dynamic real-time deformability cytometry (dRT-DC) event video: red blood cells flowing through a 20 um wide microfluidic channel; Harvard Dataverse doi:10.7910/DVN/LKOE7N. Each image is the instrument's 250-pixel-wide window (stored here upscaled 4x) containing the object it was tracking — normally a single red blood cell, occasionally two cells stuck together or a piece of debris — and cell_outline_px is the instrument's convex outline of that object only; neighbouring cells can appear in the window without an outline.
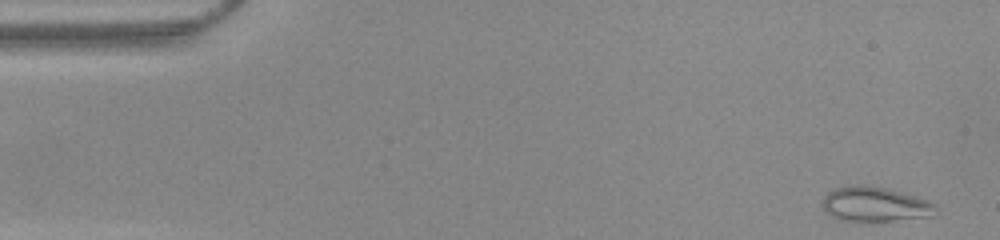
{"species": "common noctule bat (a hibernating species)", "species_latin": "Nyctalus noctula", "temperature_condition": "warm", "stored_images_in_passage": 50, "camera_frame_rate_fps": 3000, "um_per_image_px": 0.085, "animal": {"sex": "female", "body_mass_g": 22.0, "forearm_length_mm": 56.7}, "frame": {"image": 1, "passage_image": 1, "time_ms": 0.0, "image_size_px": [1000, 240], "cell_outline_px": [[936, 204], [932, 216], [896, 220], [840, 220], [824, 212], [824, 196], [828, 192], [836, 188], [848, 184], [864, 184], [904, 192], [928, 200]], "centroid_in_image_um": [74.36, 17.33], "position_along_channel_um": 10.6, "area_um2": 22.77}}
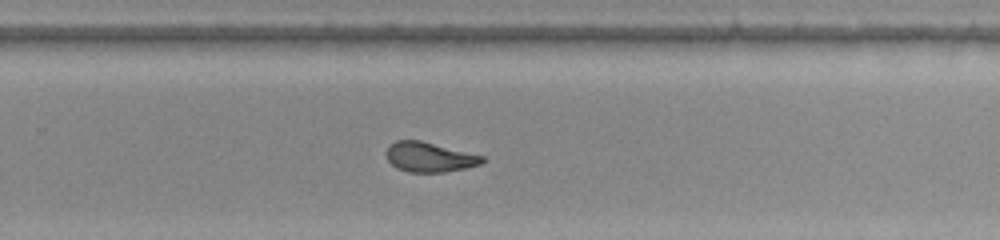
{"frame": {"image": 2, "passage_image": 32, "time_ms": 10.333, "image_size_px": [1000, 240], "cell_outline_px": [[488, 160], [480, 164], [464, 168], [444, 172], [408, 172], [396, 168], [388, 160], [388, 148], [396, 140], [420, 140], [484, 156]], "centroid_in_image_um": [36.54, 13.36], "position_along_channel_um": 293.3, "area_um2": 16.47}}
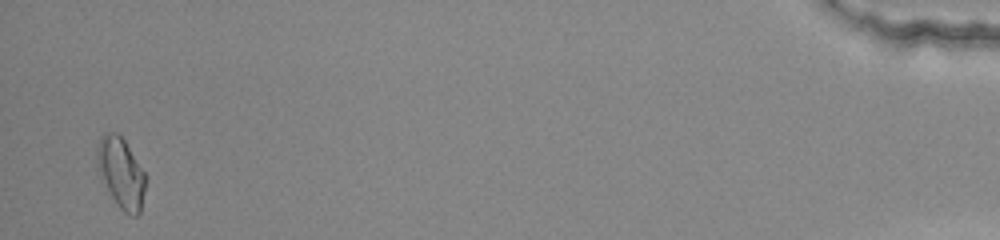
{"frame": {"image": 3, "passage_image": 49, "time_ms": 16.0, "image_size_px": [1000, 240], "cell_outline_px": [[144, 188], [140, 212], [136, 216], [132, 216], [124, 212], [116, 204], [100, 180], [96, 168], [96, 148], [100, 136], [104, 132], [116, 132], [124, 140], [144, 172]], "centroid_in_image_um": [10.21, 14.68], "position_along_channel_um": 425.0, "area_um2": 20.0}, "authors_computed_cell_mechanics": {"area_um2": 17.9758, "velocity_mm_per_s": 3.9245, "shape_relaxation_time_tau1_ms": null, "shape_relaxation_time_tau2_ms": 1.3385, "deformation_change_tau1": null, "deformation_change_tau2": 0.0888}}